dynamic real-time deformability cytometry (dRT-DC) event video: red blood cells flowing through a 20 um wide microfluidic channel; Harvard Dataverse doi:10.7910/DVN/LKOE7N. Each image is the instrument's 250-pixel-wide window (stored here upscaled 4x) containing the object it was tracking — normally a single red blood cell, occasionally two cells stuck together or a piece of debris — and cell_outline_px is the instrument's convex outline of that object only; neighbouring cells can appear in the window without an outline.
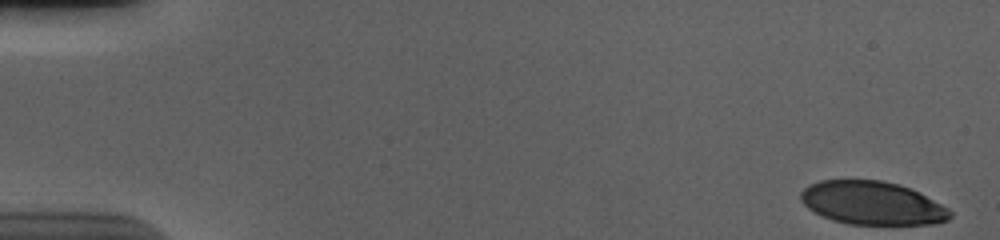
{"species": "human", "species_latin": "Homo sapiens", "temperature_condition": "cold", "stored_images_in_passage": 56, "camera_frame_rate_fps": 3000, "um_per_image_px": 0.085, "donor": {"sex": "male"}, "frame": {"image": 1, "passage_image": 1, "time_ms": 0.0, "image_size_px": [1000, 240], "cell_outline_px": [[952, 216], [948, 220], [936, 224], [848, 224], [832, 220], [808, 208], [800, 200], [800, 192], [808, 184], [820, 180], [880, 180], [900, 184], [948, 208], [952, 212]], "centroid_in_image_um": [74.11, 17.26], "position_along_channel_um": 10.9, "area_um2": 37.51}}
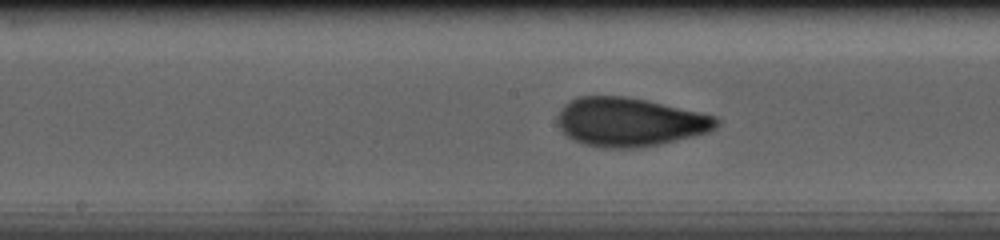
{"frame": {"image": 2, "passage_image": 29, "time_ms": 9.333, "image_size_px": [1000, 240], "cell_outline_px": [[720, 124], [716, 128], [708, 132], [660, 144], [640, 148], [604, 148], [584, 144], [572, 140], [560, 128], [556, 120], [556, 116], [560, 108], [564, 104], [576, 96], [628, 96], [648, 100], [700, 112], [716, 116], [720, 120]], "centroid_in_image_um": [53.5, 10.36], "position_along_channel_um": 194.7, "area_um2": 45.6}}
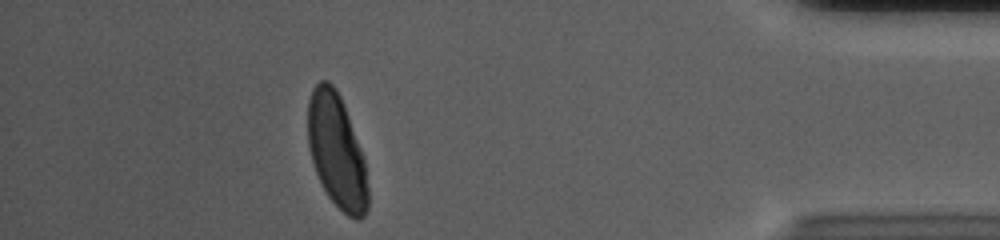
{"frame": {"image": 3, "passage_image": 50, "time_ms": 16.333, "image_size_px": [1000, 240], "cell_outline_px": [[368, 208], [364, 216], [360, 220], [356, 220], [348, 216], [328, 196], [316, 172], [308, 148], [308, 100], [312, 88], [320, 80], [328, 80], [336, 88], [340, 96], [364, 160], [368, 188]], "centroid_in_image_um": [28.6, 12.84], "position_along_channel_um": 406.6, "area_um2": 39.42}, "authors_computed_cell_mechanics": {"area_um2": 42.8009, "velocity_mm_per_s": 3.6739, "shape_relaxation_time_tau1_ms": 6.268, "shape_relaxation_time_tau2_ms": null, "deformation_change_tau1": 0.2148, "deformation_change_tau2": null}}